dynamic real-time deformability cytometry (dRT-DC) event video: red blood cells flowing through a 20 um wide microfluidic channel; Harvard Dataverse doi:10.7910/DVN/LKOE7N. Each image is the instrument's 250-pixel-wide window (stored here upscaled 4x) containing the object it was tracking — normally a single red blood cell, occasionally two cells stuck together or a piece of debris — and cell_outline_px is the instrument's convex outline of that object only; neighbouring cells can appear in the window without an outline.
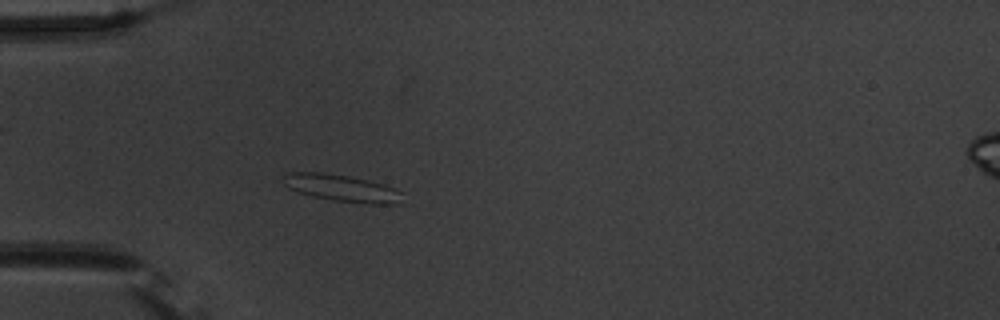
{"species": "common noctule bat (a hibernating species)", "species_latin": "Nyctalus noctula", "temperature_condition": "warm", "stored_images_in_passage": 53, "camera_frame_rate_fps": 3000, "um_per_image_px": 0.085, "animal": {"sex": "male", "body_mass_g": 20.1, "forearm_length_mm": 53.5}, "frame": {"image": 1, "passage_image": 14, "time_ms": 4.333, "image_size_px": [1000, 320], "cell_outline_px": [[408, 204], [364, 204], [336, 200], [312, 196], [296, 192], [288, 188], [280, 180], [280, 176], [284, 172], [324, 172], [348, 176], [368, 180], [384, 184], [404, 192]], "centroid_in_image_um": [29.11, 16.0], "position_along_channel_um": 55.9, "area_um2": 19.54}}
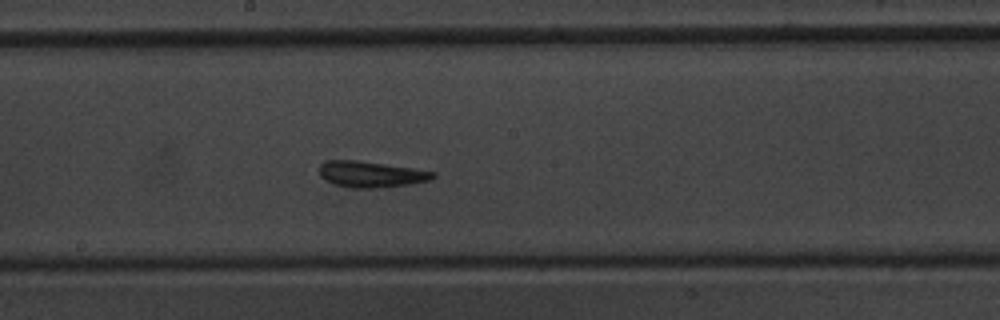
{"frame": {"image": 2, "passage_image": 28, "time_ms": 9.0, "image_size_px": [1000, 320], "cell_outline_px": [[436, 176], [432, 180], [412, 184], [380, 188], [348, 188], [332, 184], [324, 180], [320, 176], [320, 164], [324, 160], [356, 160], [412, 168], [436, 172]], "centroid_in_image_um": [31.52, 14.83], "position_along_channel_um": 216.7, "area_um2": 17.57}}
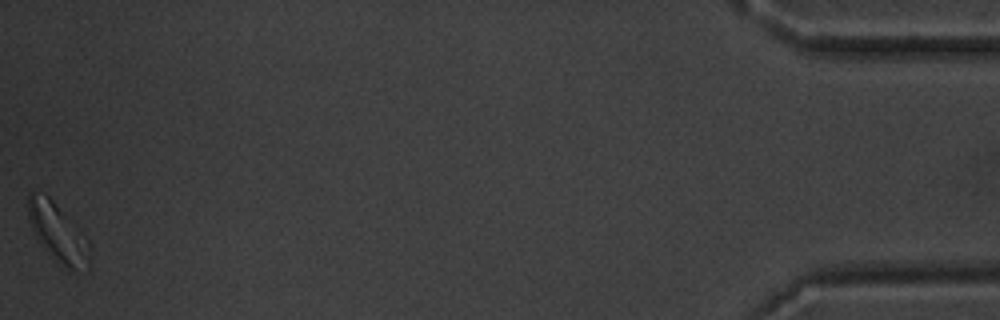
{"frame": {"image": 3, "passage_image": 53, "time_ms": 17.333, "image_size_px": [1000, 320], "cell_outline_px": [[92, 268], [76, 272], [68, 272], [40, 244], [28, 220], [28, 192], [44, 192], [88, 236], [92, 248]], "centroid_in_image_um": [5.02, 19.86], "position_along_channel_um": 430.2, "area_um2": 22.02}, "authors_computed_cell_mechanics": {"area_um2": 17.34, "velocity_mm_per_s": 3.6278, "shape_relaxation_time_tau1_ms": 6.2376, "shape_relaxation_time_tau2_ms": 2.637, "deformation_change_tau1": 0.147, "deformation_change_tau2": 0.0953}}